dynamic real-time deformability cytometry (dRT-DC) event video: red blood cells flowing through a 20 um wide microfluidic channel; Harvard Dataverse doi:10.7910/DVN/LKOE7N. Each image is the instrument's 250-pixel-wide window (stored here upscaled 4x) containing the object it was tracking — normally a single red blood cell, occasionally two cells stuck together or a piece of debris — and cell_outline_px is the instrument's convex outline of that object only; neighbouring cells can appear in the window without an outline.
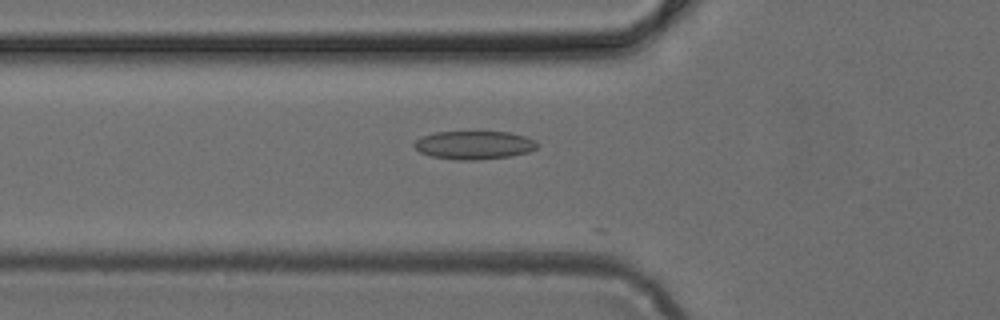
{"species": "common noctule bat (a hibernating species)", "species_latin": "Nyctalus noctula", "temperature_condition": "cold", "stored_images_in_passage": 31, "camera_frame_rate_fps": 3000, "um_per_image_px": 0.085, "animal": {"sex": "female", "body_mass_g": 24.6, "forearm_length_mm": 56.2}, "frame": {"image": 1, "passage_image": 2, "time_ms": 0.333, "image_size_px": [1000, 320], "cell_outline_px": [[540, 144], [536, 148], [528, 152], [512, 156], [476, 160], [460, 160], [428, 156], [420, 152], [412, 144], [416, 140], [424, 136], [436, 132], [508, 132], [524, 136], [536, 140]], "centroid_in_image_um": [40.32, 12.34], "position_along_channel_um": 85.5, "area_um2": 20.35}}
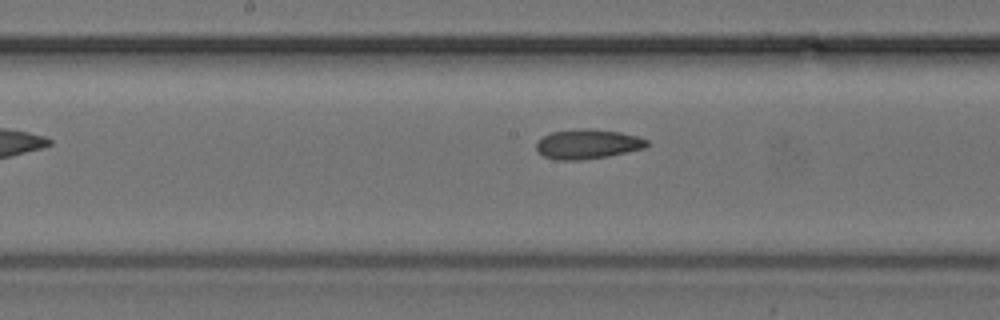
{"frame": {"image": 2, "passage_image": 10, "time_ms": 3.0, "image_size_px": [1000, 320], "cell_outline_px": [[648, 144], [644, 148], [608, 156], [584, 160], [556, 160], [544, 156], [536, 148], [536, 144], [544, 136], [552, 132], [584, 128], [592, 128], [620, 132], [636, 136], [648, 140]], "centroid_in_image_um": [49.96, 12.25], "position_along_channel_um": 198.2, "area_um2": 18.96}}
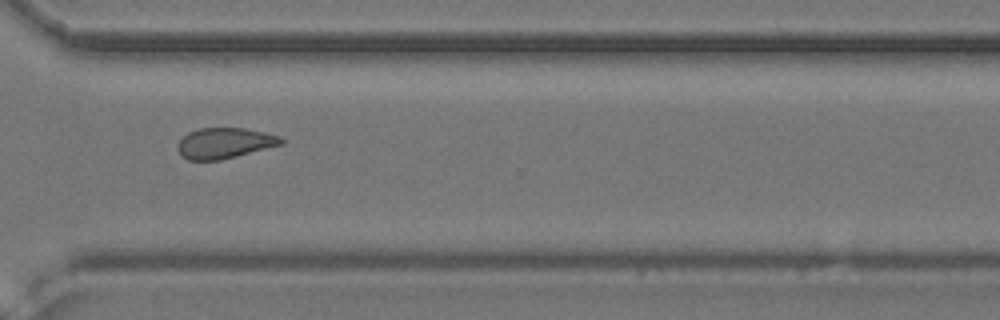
{"frame": {"image": 3, "passage_image": 21, "time_ms": 6.667, "image_size_px": [1000, 320], "cell_outline_px": [[284, 144], [220, 160], [188, 160], [176, 148], [176, 144], [188, 132], [200, 128], [244, 128], [264, 132], [280, 136], [284, 140]], "centroid_in_image_um": [19.1, 12.16], "position_along_channel_um": 351.5, "area_um2": 18.44}}